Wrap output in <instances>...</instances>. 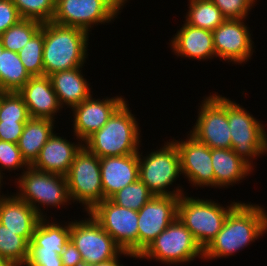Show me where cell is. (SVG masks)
<instances>
[{
	"mask_svg": "<svg viewBox=\"0 0 267 266\" xmlns=\"http://www.w3.org/2000/svg\"><path fill=\"white\" fill-rule=\"evenodd\" d=\"M267 234L265 206L240 202L227 216L222 229L203 250V260L228 258Z\"/></svg>",
	"mask_w": 267,
	"mask_h": 266,
	"instance_id": "6da1fadb",
	"label": "cell"
},
{
	"mask_svg": "<svg viewBox=\"0 0 267 266\" xmlns=\"http://www.w3.org/2000/svg\"><path fill=\"white\" fill-rule=\"evenodd\" d=\"M90 33L77 27L44 23V76L85 66Z\"/></svg>",
	"mask_w": 267,
	"mask_h": 266,
	"instance_id": "7a4b0ae2",
	"label": "cell"
},
{
	"mask_svg": "<svg viewBox=\"0 0 267 266\" xmlns=\"http://www.w3.org/2000/svg\"><path fill=\"white\" fill-rule=\"evenodd\" d=\"M131 111L126 100L101 129L83 142V146L99 158L138 154L143 144L140 123Z\"/></svg>",
	"mask_w": 267,
	"mask_h": 266,
	"instance_id": "3957f363",
	"label": "cell"
},
{
	"mask_svg": "<svg viewBox=\"0 0 267 266\" xmlns=\"http://www.w3.org/2000/svg\"><path fill=\"white\" fill-rule=\"evenodd\" d=\"M17 175L19 176L14 178L13 183L18 189L13 193L35 209L41 218L48 217L44 211L48 207L57 210L72 205L66 176L40 171L32 166Z\"/></svg>",
	"mask_w": 267,
	"mask_h": 266,
	"instance_id": "277c9868",
	"label": "cell"
},
{
	"mask_svg": "<svg viewBox=\"0 0 267 266\" xmlns=\"http://www.w3.org/2000/svg\"><path fill=\"white\" fill-rule=\"evenodd\" d=\"M140 151L141 148L138 153L139 180L154 196L180 197L186 193L183 185L176 184L177 187L171 188L182 176L179 152L172 140L164 141V146L147 152L146 156Z\"/></svg>",
	"mask_w": 267,
	"mask_h": 266,
	"instance_id": "5b68a950",
	"label": "cell"
},
{
	"mask_svg": "<svg viewBox=\"0 0 267 266\" xmlns=\"http://www.w3.org/2000/svg\"><path fill=\"white\" fill-rule=\"evenodd\" d=\"M241 201L226 206L210 199L183 194L179 197L178 218L204 250L222 229L228 214Z\"/></svg>",
	"mask_w": 267,
	"mask_h": 266,
	"instance_id": "8992f818",
	"label": "cell"
},
{
	"mask_svg": "<svg viewBox=\"0 0 267 266\" xmlns=\"http://www.w3.org/2000/svg\"><path fill=\"white\" fill-rule=\"evenodd\" d=\"M195 258L203 259V249L177 217L136 259L177 266Z\"/></svg>",
	"mask_w": 267,
	"mask_h": 266,
	"instance_id": "52a82bcc",
	"label": "cell"
},
{
	"mask_svg": "<svg viewBox=\"0 0 267 266\" xmlns=\"http://www.w3.org/2000/svg\"><path fill=\"white\" fill-rule=\"evenodd\" d=\"M261 122L244 106L228 98L231 149L253 169L256 167L253 160L267 155V130Z\"/></svg>",
	"mask_w": 267,
	"mask_h": 266,
	"instance_id": "ba28073f",
	"label": "cell"
},
{
	"mask_svg": "<svg viewBox=\"0 0 267 266\" xmlns=\"http://www.w3.org/2000/svg\"><path fill=\"white\" fill-rule=\"evenodd\" d=\"M66 179L71 201L83 205L85 213L104 200L100 158L84 146L76 154Z\"/></svg>",
	"mask_w": 267,
	"mask_h": 266,
	"instance_id": "9c48e42d",
	"label": "cell"
},
{
	"mask_svg": "<svg viewBox=\"0 0 267 266\" xmlns=\"http://www.w3.org/2000/svg\"><path fill=\"white\" fill-rule=\"evenodd\" d=\"M214 93L204 96L200 101L196 122L188 132L211 149H231L228 97Z\"/></svg>",
	"mask_w": 267,
	"mask_h": 266,
	"instance_id": "30bf717a",
	"label": "cell"
},
{
	"mask_svg": "<svg viewBox=\"0 0 267 266\" xmlns=\"http://www.w3.org/2000/svg\"><path fill=\"white\" fill-rule=\"evenodd\" d=\"M121 10L123 7L116 0H56L52 22L89 33L92 27L110 24Z\"/></svg>",
	"mask_w": 267,
	"mask_h": 266,
	"instance_id": "8fae6325",
	"label": "cell"
},
{
	"mask_svg": "<svg viewBox=\"0 0 267 266\" xmlns=\"http://www.w3.org/2000/svg\"><path fill=\"white\" fill-rule=\"evenodd\" d=\"M83 219L71 218L70 239L80 252L84 266L108 261L122 251L89 212Z\"/></svg>",
	"mask_w": 267,
	"mask_h": 266,
	"instance_id": "7c38bea8",
	"label": "cell"
},
{
	"mask_svg": "<svg viewBox=\"0 0 267 266\" xmlns=\"http://www.w3.org/2000/svg\"><path fill=\"white\" fill-rule=\"evenodd\" d=\"M89 213L122 250L138 257V211L104 199Z\"/></svg>",
	"mask_w": 267,
	"mask_h": 266,
	"instance_id": "4fadbf2b",
	"label": "cell"
},
{
	"mask_svg": "<svg viewBox=\"0 0 267 266\" xmlns=\"http://www.w3.org/2000/svg\"><path fill=\"white\" fill-rule=\"evenodd\" d=\"M246 24L245 19H225L212 31L216 58L241 66L252 59L253 34Z\"/></svg>",
	"mask_w": 267,
	"mask_h": 266,
	"instance_id": "5bb4252c",
	"label": "cell"
},
{
	"mask_svg": "<svg viewBox=\"0 0 267 266\" xmlns=\"http://www.w3.org/2000/svg\"><path fill=\"white\" fill-rule=\"evenodd\" d=\"M186 137L181 140L171 139L179 152L182 177L188 179L193 188H215L211 148L190 133Z\"/></svg>",
	"mask_w": 267,
	"mask_h": 266,
	"instance_id": "9a60e30c",
	"label": "cell"
},
{
	"mask_svg": "<svg viewBox=\"0 0 267 266\" xmlns=\"http://www.w3.org/2000/svg\"><path fill=\"white\" fill-rule=\"evenodd\" d=\"M179 197L153 196L138 211V256L178 216Z\"/></svg>",
	"mask_w": 267,
	"mask_h": 266,
	"instance_id": "2e32d148",
	"label": "cell"
},
{
	"mask_svg": "<svg viewBox=\"0 0 267 266\" xmlns=\"http://www.w3.org/2000/svg\"><path fill=\"white\" fill-rule=\"evenodd\" d=\"M125 97L113 96L94 98L93 94L71 109L73 135L84 142L94 132L101 129L114 112L126 101Z\"/></svg>",
	"mask_w": 267,
	"mask_h": 266,
	"instance_id": "e0dca14e",
	"label": "cell"
},
{
	"mask_svg": "<svg viewBox=\"0 0 267 266\" xmlns=\"http://www.w3.org/2000/svg\"><path fill=\"white\" fill-rule=\"evenodd\" d=\"M58 134L53 133L31 166L40 171L66 176L83 142L75 135H72L75 141L71 142Z\"/></svg>",
	"mask_w": 267,
	"mask_h": 266,
	"instance_id": "ac0fdd59",
	"label": "cell"
},
{
	"mask_svg": "<svg viewBox=\"0 0 267 266\" xmlns=\"http://www.w3.org/2000/svg\"><path fill=\"white\" fill-rule=\"evenodd\" d=\"M183 23L169 43L172 52L189 60L216 59L212 31L189 25L185 20Z\"/></svg>",
	"mask_w": 267,
	"mask_h": 266,
	"instance_id": "d6986e66",
	"label": "cell"
},
{
	"mask_svg": "<svg viewBox=\"0 0 267 266\" xmlns=\"http://www.w3.org/2000/svg\"><path fill=\"white\" fill-rule=\"evenodd\" d=\"M18 93L22 96L32 118L56 121L55 116L63 110L49 76L31 77Z\"/></svg>",
	"mask_w": 267,
	"mask_h": 266,
	"instance_id": "ffe728a7",
	"label": "cell"
},
{
	"mask_svg": "<svg viewBox=\"0 0 267 266\" xmlns=\"http://www.w3.org/2000/svg\"><path fill=\"white\" fill-rule=\"evenodd\" d=\"M104 199L139 179L138 154L100 158Z\"/></svg>",
	"mask_w": 267,
	"mask_h": 266,
	"instance_id": "44dd1931",
	"label": "cell"
},
{
	"mask_svg": "<svg viewBox=\"0 0 267 266\" xmlns=\"http://www.w3.org/2000/svg\"><path fill=\"white\" fill-rule=\"evenodd\" d=\"M41 217L27 202L19 199L15 193L0 195V223L29 243Z\"/></svg>",
	"mask_w": 267,
	"mask_h": 266,
	"instance_id": "7402d4cb",
	"label": "cell"
},
{
	"mask_svg": "<svg viewBox=\"0 0 267 266\" xmlns=\"http://www.w3.org/2000/svg\"><path fill=\"white\" fill-rule=\"evenodd\" d=\"M83 67L56 72L49 76L62 108L66 106L72 109L92 95L93 88L84 77Z\"/></svg>",
	"mask_w": 267,
	"mask_h": 266,
	"instance_id": "603a6c76",
	"label": "cell"
},
{
	"mask_svg": "<svg viewBox=\"0 0 267 266\" xmlns=\"http://www.w3.org/2000/svg\"><path fill=\"white\" fill-rule=\"evenodd\" d=\"M215 188H229L248 178L254 169L233 149H211Z\"/></svg>",
	"mask_w": 267,
	"mask_h": 266,
	"instance_id": "cb8c5ba5",
	"label": "cell"
},
{
	"mask_svg": "<svg viewBox=\"0 0 267 266\" xmlns=\"http://www.w3.org/2000/svg\"><path fill=\"white\" fill-rule=\"evenodd\" d=\"M51 119L30 118L24 125L18 147L26 163L31 166L38 158L40 150L53 135L57 125Z\"/></svg>",
	"mask_w": 267,
	"mask_h": 266,
	"instance_id": "d4e9b609",
	"label": "cell"
},
{
	"mask_svg": "<svg viewBox=\"0 0 267 266\" xmlns=\"http://www.w3.org/2000/svg\"><path fill=\"white\" fill-rule=\"evenodd\" d=\"M69 240L70 220L62 223L49 217L41 218L35 227L29 250H54L60 255Z\"/></svg>",
	"mask_w": 267,
	"mask_h": 266,
	"instance_id": "484cf974",
	"label": "cell"
},
{
	"mask_svg": "<svg viewBox=\"0 0 267 266\" xmlns=\"http://www.w3.org/2000/svg\"><path fill=\"white\" fill-rule=\"evenodd\" d=\"M31 77L18 53L4 49L0 55V92H18Z\"/></svg>",
	"mask_w": 267,
	"mask_h": 266,
	"instance_id": "4316f807",
	"label": "cell"
},
{
	"mask_svg": "<svg viewBox=\"0 0 267 266\" xmlns=\"http://www.w3.org/2000/svg\"><path fill=\"white\" fill-rule=\"evenodd\" d=\"M187 6L186 15L183 16L189 25L213 31L225 20L211 0H188Z\"/></svg>",
	"mask_w": 267,
	"mask_h": 266,
	"instance_id": "83f0119b",
	"label": "cell"
},
{
	"mask_svg": "<svg viewBox=\"0 0 267 266\" xmlns=\"http://www.w3.org/2000/svg\"><path fill=\"white\" fill-rule=\"evenodd\" d=\"M28 253L29 242L0 223V255L13 266H24Z\"/></svg>",
	"mask_w": 267,
	"mask_h": 266,
	"instance_id": "f1b7e54d",
	"label": "cell"
},
{
	"mask_svg": "<svg viewBox=\"0 0 267 266\" xmlns=\"http://www.w3.org/2000/svg\"><path fill=\"white\" fill-rule=\"evenodd\" d=\"M42 24L32 19H21L0 35L3 47L6 50L18 53L41 29Z\"/></svg>",
	"mask_w": 267,
	"mask_h": 266,
	"instance_id": "f546056e",
	"label": "cell"
},
{
	"mask_svg": "<svg viewBox=\"0 0 267 266\" xmlns=\"http://www.w3.org/2000/svg\"><path fill=\"white\" fill-rule=\"evenodd\" d=\"M43 47L44 23L41 29L18 52L22 64L32 77L44 76Z\"/></svg>",
	"mask_w": 267,
	"mask_h": 266,
	"instance_id": "4dcf8cb0",
	"label": "cell"
},
{
	"mask_svg": "<svg viewBox=\"0 0 267 266\" xmlns=\"http://www.w3.org/2000/svg\"><path fill=\"white\" fill-rule=\"evenodd\" d=\"M154 195L139 179L113 194L109 200L121 207L139 211Z\"/></svg>",
	"mask_w": 267,
	"mask_h": 266,
	"instance_id": "1f68e13d",
	"label": "cell"
},
{
	"mask_svg": "<svg viewBox=\"0 0 267 266\" xmlns=\"http://www.w3.org/2000/svg\"><path fill=\"white\" fill-rule=\"evenodd\" d=\"M22 19L41 23L51 22L55 14L56 0H12Z\"/></svg>",
	"mask_w": 267,
	"mask_h": 266,
	"instance_id": "d6a6232c",
	"label": "cell"
},
{
	"mask_svg": "<svg viewBox=\"0 0 267 266\" xmlns=\"http://www.w3.org/2000/svg\"><path fill=\"white\" fill-rule=\"evenodd\" d=\"M28 108L18 92H0V120L28 121Z\"/></svg>",
	"mask_w": 267,
	"mask_h": 266,
	"instance_id": "836d02e7",
	"label": "cell"
},
{
	"mask_svg": "<svg viewBox=\"0 0 267 266\" xmlns=\"http://www.w3.org/2000/svg\"><path fill=\"white\" fill-rule=\"evenodd\" d=\"M28 167L29 165L23 159L18 144L0 140V181L2 184H6L3 181L6 178L4 176L5 171L12 172L14 170L15 173V170H22L24 172Z\"/></svg>",
	"mask_w": 267,
	"mask_h": 266,
	"instance_id": "e575fe53",
	"label": "cell"
},
{
	"mask_svg": "<svg viewBox=\"0 0 267 266\" xmlns=\"http://www.w3.org/2000/svg\"><path fill=\"white\" fill-rule=\"evenodd\" d=\"M225 19H246L257 0H211Z\"/></svg>",
	"mask_w": 267,
	"mask_h": 266,
	"instance_id": "d590c367",
	"label": "cell"
},
{
	"mask_svg": "<svg viewBox=\"0 0 267 266\" xmlns=\"http://www.w3.org/2000/svg\"><path fill=\"white\" fill-rule=\"evenodd\" d=\"M24 266H63L61 257L54 250H29Z\"/></svg>",
	"mask_w": 267,
	"mask_h": 266,
	"instance_id": "8d00e7d4",
	"label": "cell"
},
{
	"mask_svg": "<svg viewBox=\"0 0 267 266\" xmlns=\"http://www.w3.org/2000/svg\"><path fill=\"white\" fill-rule=\"evenodd\" d=\"M21 19L22 17L12 0H0V35Z\"/></svg>",
	"mask_w": 267,
	"mask_h": 266,
	"instance_id": "74e56055",
	"label": "cell"
},
{
	"mask_svg": "<svg viewBox=\"0 0 267 266\" xmlns=\"http://www.w3.org/2000/svg\"><path fill=\"white\" fill-rule=\"evenodd\" d=\"M26 122L0 120V140L17 144Z\"/></svg>",
	"mask_w": 267,
	"mask_h": 266,
	"instance_id": "f35d334b",
	"label": "cell"
},
{
	"mask_svg": "<svg viewBox=\"0 0 267 266\" xmlns=\"http://www.w3.org/2000/svg\"><path fill=\"white\" fill-rule=\"evenodd\" d=\"M60 257L63 266H84L82 256L71 239L66 243Z\"/></svg>",
	"mask_w": 267,
	"mask_h": 266,
	"instance_id": "ab89813d",
	"label": "cell"
},
{
	"mask_svg": "<svg viewBox=\"0 0 267 266\" xmlns=\"http://www.w3.org/2000/svg\"><path fill=\"white\" fill-rule=\"evenodd\" d=\"M124 256V257H130V258H135L136 260V257L130 253L129 251H126V250H122L116 257L108 260V261H105V262H101V263H97V264H93V265H90V266H124L123 264H120L121 260L119 259L121 256Z\"/></svg>",
	"mask_w": 267,
	"mask_h": 266,
	"instance_id": "60d3db41",
	"label": "cell"
},
{
	"mask_svg": "<svg viewBox=\"0 0 267 266\" xmlns=\"http://www.w3.org/2000/svg\"><path fill=\"white\" fill-rule=\"evenodd\" d=\"M0 266H13L9 261H7L2 255H0Z\"/></svg>",
	"mask_w": 267,
	"mask_h": 266,
	"instance_id": "b9f144b4",
	"label": "cell"
},
{
	"mask_svg": "<svg viewBox=\"0 0 267 266\" xmlns=\"http://www.w3.org/2000/svg\"><path fill=\"white\" fill-rule=\"evenodd\" d=\"M123 8L124 6L126 7V2L128 3L129 1L128 0H116Z\"/></svg>",
	"mask_w": 267,
	"mask_h": 266,
	"instance_id": "7bdbcfd3",
	"label": "cell"
},
{
	"mask_svg": "<svg viewBox=\"0 0 267 266\" xmlns=\"http://www.w3.org/2000/svg\"><path fill=\"white\" fill-rule=\"evenodd\" d=\"M4 49H5V48L3 47L2 42H1V40H0V55H1V53L3 52Z\"/></svg>",
	"mask_w": 267,
	"mask_h": 266,
	"instance_id": "ee69618b",
	"label": "cell"
},
{
	"mask_svg": "<svg viewBox=\"0 0 267 266\" xmlns=\"http://www.w3.org/2000/svg\"><path fill=\"white\" fill-rule=\"evenodd\" d=\"M3 184H2V182L0 181V193H2L3 191H1L3 188Z\"/></svg>",
	"mask_w": 267,
	"mask_h": 266,
	"instance_id": "f6af8a7d",
	"label": "cell"
}]
</instances>
